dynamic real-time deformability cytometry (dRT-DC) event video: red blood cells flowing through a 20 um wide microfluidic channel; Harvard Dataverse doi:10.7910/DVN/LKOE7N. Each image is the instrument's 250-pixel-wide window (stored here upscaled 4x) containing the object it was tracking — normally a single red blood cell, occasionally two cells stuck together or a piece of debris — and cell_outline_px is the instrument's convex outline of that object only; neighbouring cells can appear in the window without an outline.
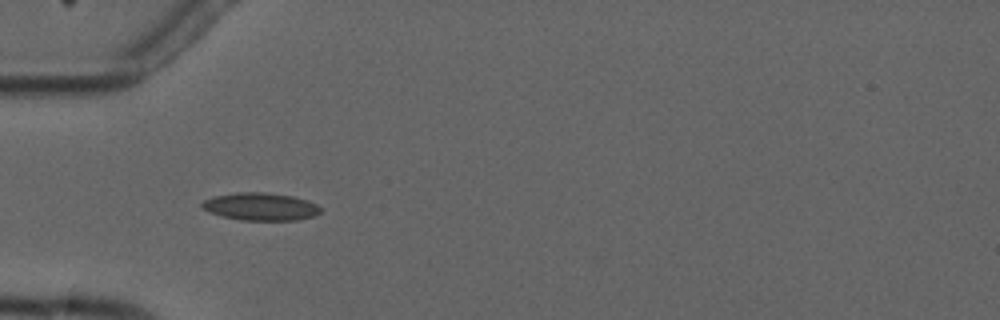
{"species": "common noctule bat (a hibernating species)", "species_latin": "Nyctalus noctula", "temperature_condition": "cold", "stored_images_in_passage": 6, "camera_frame_rate_fps": 3000, "um_per_image_px": 0.085, "animal": {"sex": "male", "forearm_length_mm": 52.5}, "frame": {"image": 1, "passage_image": 5, "time_ms": 5.333, "image_size_px": [1000, 320], "cell_outline_px": [[324, 208], [320, 212], [312, 216], [296, 220], [240, 220], [208, 212], [200, 208], [200, 204], [204, 200], [212, 196], [236, 192], [264, 192], [292, 196], [308, 200]], "centroid_in_image_um": [22.12, 17.55], "position_along_channel_um": 62.9, "area_um2": 19.25}}
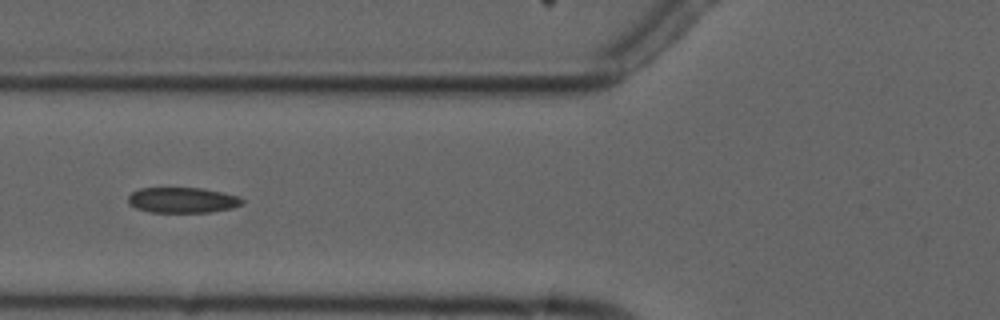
{"frame": {"image": 2, "passage_image": 6, "time_ms": 6.667, "image_size_px": [1000, 320], "cell_outline_px": [[244, 204], [232, 208], [208, 212], [148, 212], [136, 208], [128, 200], [128, 196], [132, 192], [140, 188], [204, 188], [224, 192], [240, 196], [244, 200]], "centroid_in_image_um": [15.56, 17.0], "position_along_channel_um": 110.2, "area_um2": 17.05}}